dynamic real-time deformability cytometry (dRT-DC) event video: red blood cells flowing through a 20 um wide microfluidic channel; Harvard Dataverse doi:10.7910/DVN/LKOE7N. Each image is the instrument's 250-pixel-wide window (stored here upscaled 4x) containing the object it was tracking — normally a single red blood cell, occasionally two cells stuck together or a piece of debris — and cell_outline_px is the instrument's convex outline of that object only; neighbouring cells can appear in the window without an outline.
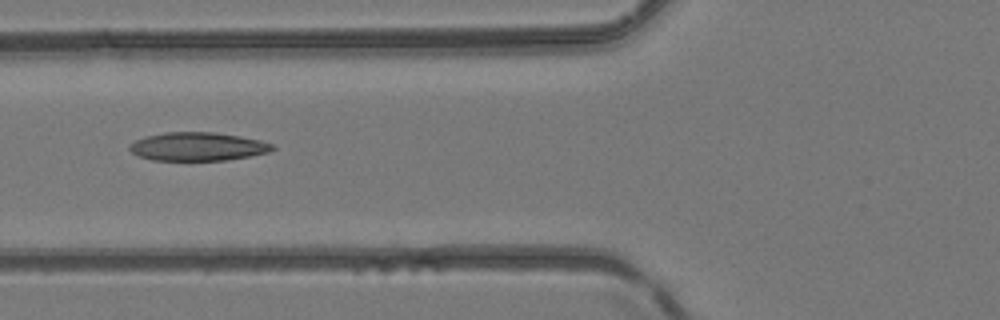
{"species": "common noctule bat (a hibernating species)", "species_latin": "Nyctalus noctula", "temperature_condition": "room temperature", "stored_images_in_passage": 4, "camera_frame_rate_fps": 3000, "um_per_image_px": 0.085, "animal": {"sex": "female", "body_mass_g": 24.6, "forearm_length_mm": 56.2}, "frame": {"image": 1, "passage_image": 4, "time_ms": 1.0, "image_size_px": [1000, 320], "cell_outline_px": [[276, 148], [268, 152], [228, 160], [152, 160], [140, 156], [132, 152], [128, 148], [128, 144], [136, 140], [148, 136], [164, 132], [212, 132], [240, 136], [260, 140], [272, 144]], "centroid_in_image_um": [16.8, 12.45], "position_along_channel_um": 109.0, "area_um2": 23.52}}